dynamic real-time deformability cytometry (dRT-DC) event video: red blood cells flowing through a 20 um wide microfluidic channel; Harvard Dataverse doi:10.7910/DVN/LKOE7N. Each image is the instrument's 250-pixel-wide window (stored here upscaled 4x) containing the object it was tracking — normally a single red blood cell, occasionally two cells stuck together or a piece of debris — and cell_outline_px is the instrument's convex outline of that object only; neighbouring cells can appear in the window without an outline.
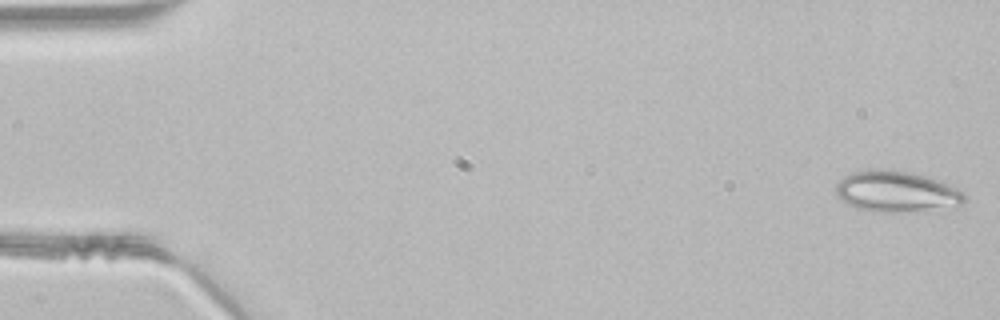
{"species": "common noctule bat (a hibernating species)", "species_latin": "Nyctalus noctula", "temperature_condition": "room temperature", "stored_images_in_passage": 47, "camera_frame_rate_fps": 3000, "um_per_image_px": 0.085, "animal": {"sex": "male", "body_mass_g": 21.5, "forearm_length_mm": 52.0}, "frame": {"image": 1, "passage_image": 1, "time_ms": 0.0, "image_size_px": [1000, 320], "cell_outline_px": [[968, 200], [960, 204], [908, 212], [876, 212], [856, 208], [840, 200], [836, 196], [836, 184], [844, 176], [852, 172], [876, 168], [908, 172], [940, 180], [964, 192], [968, 196]], "centroid_in_image_um": [76.16, 16.28], "position_along_channel_um": 8.8, "area_um2": 30.69}}
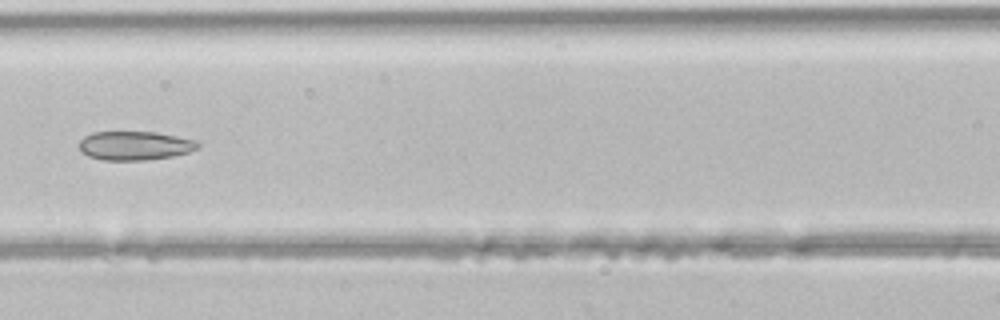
{"frame": {"image": 2, "passage_image": 21, "time_ms": 6.667, "image_size_px": [1000, 320], "cell_outline_px": [[200, 148], [188, 152], [172, 156], [144, 160], [104, 160], [88, 156], [80, 148], [80, 140], [84, 136], [92, 132], [156, 132], [200, 140]], "centroid_in_image_um": [11.52, 12.37], "position_along_channel_um": 155.1, "area_um2": 20.06}}
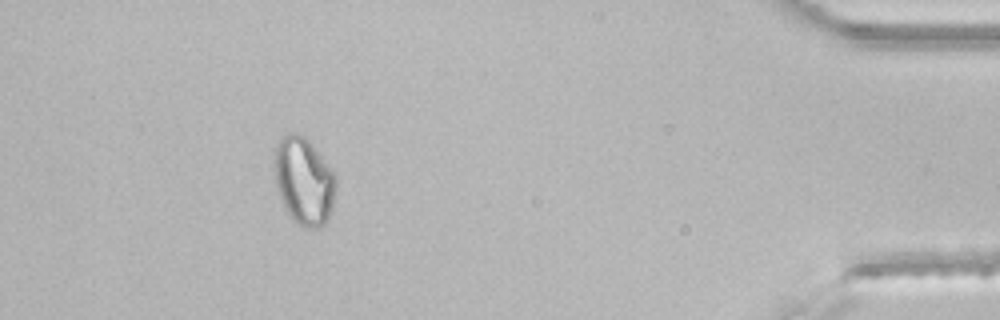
{"frame": {"image": 3, "passage_image": 43, "time_ms": 14.0, "image_size_px": [1000, 320], "cell_outline_px": [[336, 188], [332, 208], [324, 224], [320, 228], [304, 228], [296, 224], [288, 216], [284, 208], [276, 184], [272, 168], [272, 160], [276, 144], [288, 132], [292, 132], [304, 136], [308, 140], [336, 176]], "centroid_in_image_um": [25.78, 15.41], "position_along_channel_um": 409.4, "area_um2": 31.67}}